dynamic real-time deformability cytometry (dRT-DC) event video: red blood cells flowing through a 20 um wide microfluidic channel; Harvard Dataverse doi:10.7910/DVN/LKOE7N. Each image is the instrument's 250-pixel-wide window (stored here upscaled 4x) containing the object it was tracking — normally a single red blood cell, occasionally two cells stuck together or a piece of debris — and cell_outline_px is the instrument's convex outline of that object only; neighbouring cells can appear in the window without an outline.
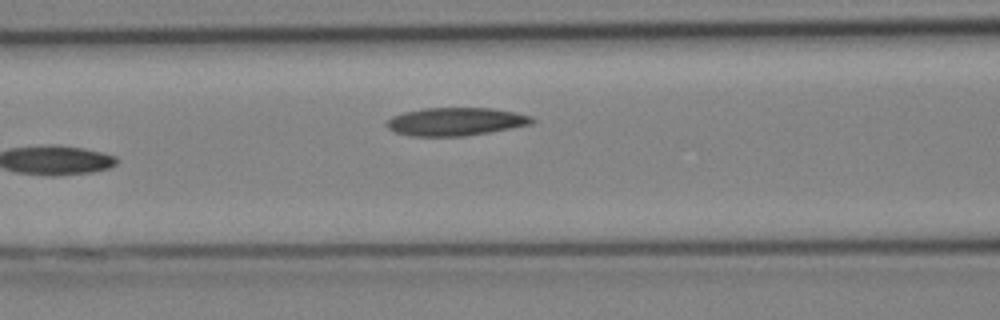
{"species": "Egyptian fruit bat (a non-hibernating species)", "species_latin": "Rousettus aegyptiacus", "temperature_condition": "cold", "stored_images_in_passage": 10, "camera_frame_rate_fps": 3000, "um_per_image_px": 0.085, "animal": {"sex": "female"}, "frame": {"image": 1, "passage_image": 10, "time_ms": 3.0, "image_size_px": [1000, 320], "cell_outline_px": [[536, 120], [532, 124], [512, 128], [464, 136], [412, 136], [396, 132], [388, 128], [384, 124], [392, 116], [404, 112], [424, 108], [492, 108], [516, 112], [532, 116]], "centroid_in_image_um": [38.75, 10.33], "position_along_channel_um": 127.8, "area_um2": 23.81}}